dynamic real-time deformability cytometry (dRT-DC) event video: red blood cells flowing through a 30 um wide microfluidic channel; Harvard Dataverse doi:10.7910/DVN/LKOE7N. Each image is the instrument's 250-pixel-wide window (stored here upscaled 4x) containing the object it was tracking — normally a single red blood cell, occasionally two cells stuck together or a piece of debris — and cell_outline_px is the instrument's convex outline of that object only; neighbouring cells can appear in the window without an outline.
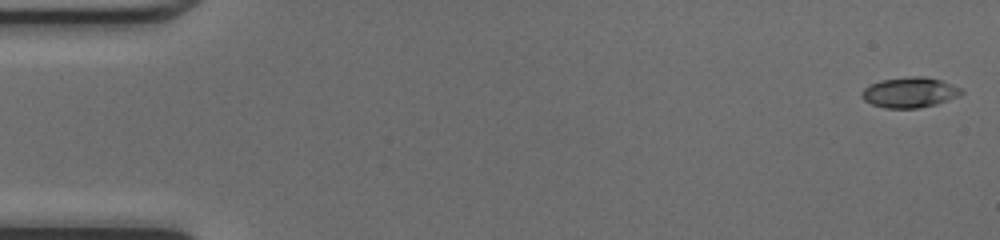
{"species": "common noctule bat (a hibernating species)", "species_latin": "Nyctalus noctula", "temperature_condition": "cold", "stored_images_in_passage": 46, "camera_frame_rate_fps": 3000, "um_per_image_px": 0.085, "animal": {"sex": "female", "body_mass_g": 17.0, "forearm_length_mm": 48.0}, "frame": {"image": 1, "passage_image": 1, "time_ms": 0.0, "image_size_px": [1000, 240], "cell_outline_px": [[964, 92], [960, 96], [936, 104], [916, 108], [884, 108], [872, 104], [864, 100], [860, 96], [860, 92], [864, 88], [880, 80], [912, 76], [928, 76], [964, 88]], "centroid_in_image_um": [77.35, 7.85], "position_along_channel_um": 7.7, "area_um2": 17.8}}
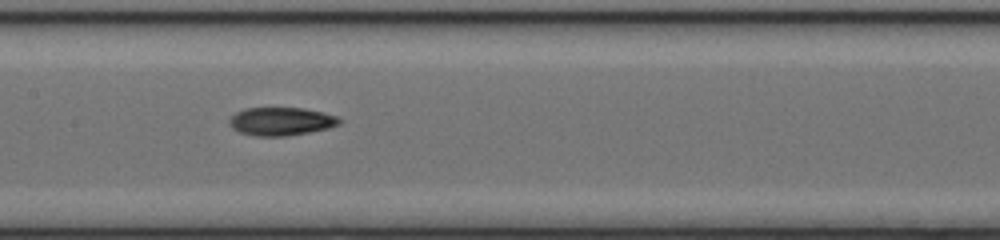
{"frame": {"image": 2, "passage_image": 24, "time_ms": 7.667, "image_size_px": [1000, 240], "cell_outline_px": [[340, 124], [328, 128], [288, 136], [256, 136], [240, 132], [232, 128], [228, 124], [228, 120], [236, 112], [244, 108], [300, 108], [324, 112], [336, 116], [340, 120]], "centroid_in_image_um": [23.86, 10.32], "position_along_channel_um": 183.5, "area_um2": 18.03}}
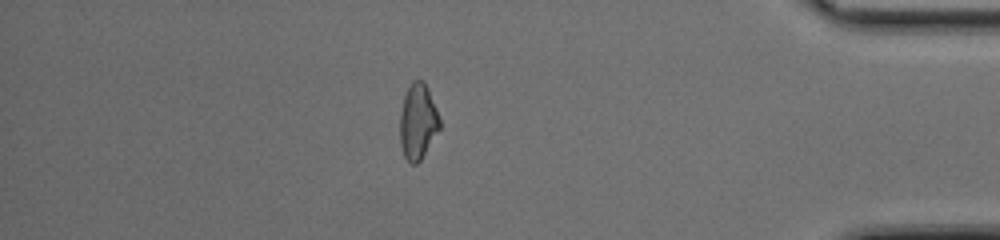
{"frame": {"image": 3, "passage_image": 42, "time_ms": 13.667, "image_size_px": [1000, 240], "cell_outline_px": [[440, 128], [420, 160], [416, 164], [408, 164], [404, 156], [400, 144], [400, 112], [404, 96], [412, 80], [424, 80], [428, 88], [436, 108], [440, 120]], "centroid_in_image_um": [35.5, 10.33], "position_along_channel_um": 399.7, "area_um2": 17.51}}